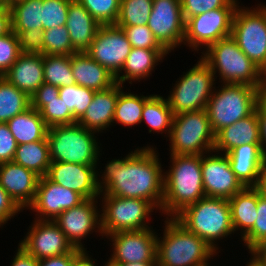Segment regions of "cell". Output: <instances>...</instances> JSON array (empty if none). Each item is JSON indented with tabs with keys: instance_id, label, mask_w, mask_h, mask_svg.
Returning a JSON list of instances; mask_svg holds the SVG:
<instances>
[{
	"instance_id": "cell-35",
	"label": "cell",
	"mask_w": 266,
	"mask_h": 266,
	"mask_svg": "<svg viewBox=\"0 0 266 266\" xmlns=\"http://www.w3.org/2000/svg\"><path fill=\"white\" fill-rule=\"evenodd\" d=\"M30 107V97L0 76V123H7Z\"/></svg>"
},
{
	"instance_id": "cell-61",
	"label": "cell",
	"mask_w": 266,
	"mask_h": 266,
	"mask_svg": "<svg viewBox=\"0 0 266 266\" xmlns=\"http://www.w3.org/2000/svg\"><path fill=\"white\" fill-rule=\"evenodd\" d=\"M245 266H258L251 258L246 261Z\"/></svg>"
},
{
	"instance_id": "cell-15",
	"label": "cell",
	"mask_w": 266,
	"mask_h": 266,
	"mask_svg": "<svg viewBox=\"0 0 266 266\" xmlns=\"http://www.w3.org/2000/svg\"><path fill=\"white\" fill-rule=\"evenodd\" d=\"M147 26L169 54L183 49L185 20L180 0H153Z\"/></svg>"
},
{
	"instance_id": "cell-46",
	"label": "cell",
	"mask_w": 266,
	"mask_h": 266,
	"mask_svg": "<svg viewBox=\"0 0 266 266\" xmlns=\"http://www.w3.org/2000/svg\"><path fill=\"white\" fill-rule=\"evenodd\" d=\"M183 18L187 19L217 8L226 7L232 0H180Z\"/></svg>"
},
{
	"instance_id": "cell-30",
	"label": "cell",
	"mask_w": 266,
	"mask_h": 266,
	"mask_svg": "<svg viewBox=\"0 0 266 266\" xmlns=\"http://www.w3.org/2000/svg\"><path fill=\"white\" fill-rule=\"evenodd\" d=\"M174 114L169 106V103L164 95L153 94L145 101L141 124L146 123L145 127H148V133L161 135L167 139L171 132Z\"/></svg>"
},
{
	"instance_id": "cell-37",
	"label": "cell",
	"mask_w": 266,
	"mask_h": 266,
	"mask_svg": "<svg viewBox=\"0 0 266 266\" xmlns=\"http://www.w3.org/2000/svg\"><path fill=\"white\" fill-rule=\"evenodd\" d=\"M153 0H121L117 26L147 25Z\"/></svg>"
},
{
	"instance_id": "cell-10",
	"label": "cell",
	"mask_w": 266,
	"mask_h": 266,
	"mask_svg": "<svg viewBox=\"0 0 266 266\" xmlns=\"http://www.w3.org/2000/svg\"><path fill=\"white\" fill-rule=\"evenodd\" d=\"M255 6V7H254ZM236 8L231 37L240 50L266 74V4Z\"/></svg>"
},
{
	"instance_id": "cell-39",
	"label": "cell",
	"mask_w": 266,
	"mask_h": 266,
	"mask_svg": "<svg viewBox=\"0 0 266 266\" xmlns=\"http://www.w3.org/2000/svg\"><path fill=\"white\" fill-rule=\"evenodd\" d=\"M44 32V54L43 55H68L76 51L73 49L70 35L66 26H59L43 30Z\"/></svg>"
},
{
	"instance_id": "cell-19",
	"label": "cell",
	"mask_w": 266,
	"mask_h": 266,
	"mask_svg": "<svg viewBox=\"0 0 266 266\" xmlns=\"http://www.w3.org/2000/svg\"><path fill=\"white\" fill-rule=\"evenodd\" d=\"M85 200L79 193L43 176L39 179L35 198L26 211L29 210L32 215L36 213L34 219L54 221L62 212L80 205Z\"/></svg>"
},
{
	"instance_id": "cell-55",
	"label": "cell",
	"mask_w": 266,
	"mask_h": 266,
	"mask_svg": "<svg viewBox=\"0 0 266 266\" xmlns=\"http://www.w3.org/2000/svg\"><path fill=\"white\" fill-rule=\"evenodd\" d=\"M248 253L258 266H266V239L260 241Z\"/></svg>"
},
{
	"instance_id": "cell-14",
	"label": "cell",
	"mask_w": 266,
	"mask_h": 266,
	"mask_svg": "<svg viewBox=\"0 0 266 266\" xmlns=\"http://www.w3.org/2000/svg\"><path fill=\"white\" fill-rule=\"evenodd\" d=\"M99 202V199H86L80 205L65 210L54 220L74 248L87 249L84 240L87 241L91 234L94 237L101 236L100 239L104 240Z\"/></svg>"
},
{
	"instance_id": "cell-57",
	"label": "cell",
	"mask_w": 266,
	"mask_h": 266,
	"mask_svg": "<svg viewBox=\"0 0 266 266\" xmlns=\"http://www.w3.org/2000/svg\"><path fill=\"white\" fill-rule=\"evenodd\" d=\"M256 188L266 198V175H260Z\"/></svg>"
},
{
	"instance_id": "cell-44",
	"label": "cell",
	"mask_w": 266,
	"mask_h": 266,
	"mask_svg": "<svg viewBox=\"0 0 266 266\" xmlns=\"http://www.w3.org/2000/svg\"><path fill=\"white\" fill-rule=\"evenodd\" d=\"M121 27L130 42L132 48L142 49H164L154 37V34L147 25L142 26H119Z\"/></svg>"
},
{
	"instance_id": "cell-34",
	"label": "cell",
	"mask_w": 266,
	"mask_h": 266,
	"mask_svg": "<svg viewBox=\"0 0 266 266\" xmlns=\"http://www.w3.org/2000/svg\"><path fill=\"white\" fill-rule=\"evenodd\" d=\"M43 0H17L9 5L11 12L12 31L40 29L42 24Z\"/></svg>"
},
{
	"instance_id": "cell-20",
	"label": "cell",
	"mask_w": 266,
	"mask_h": 266,
	"mask_svg": "<svg viewBox=\"0 0 266 266\" xmlns=\"http://www.w3.org/2000/svg\"><path fill=\"white\" fill-rule=\"evenodd\" d=\"M46 177L85 199H99L101 194L96 180V165L51 162Z\"/></svg>"
},
{
	"instance_id": "cell-8",
	"label": "cell",
	"mask_w": 266,
	"mask_h": 266,
	"mask_svg": "<svg viewBox=\"0 0 266 266\" xmlns=\"http://www.w3.org/2000/svg\"><path fill=\"white\" fill-rule=\"evenodd\" d=\"M101 231L106 235L120 231H137L153 228L152 216L160 211L149 201L100 194ZM153 213V214H152Z\"/></svg>"
},
{
	"instance_id": "cell-49",
	"label": "cell",
	"mask_w": 266,
	"mask_h": 266,
	"mask_svg": "<svg viewBox=\"0 0 266 266\" xmlns=\"http://www.w3.org/2000/svg\"><path fill=\"white\" fill-rule=\"evenodd\" d=\"M23 211L0 185V230Z\"/></svg>"
},
{
	"instance_id": "cell-12",
	"label": "cell",
	"mask_w": 266,
	"mask_h": 266,
	"mask_svg": "<svg viewBox=\"0 0 266 266\" xmlns=\"http://www.w3.org/2000/svg\"><path fill=\"white\" fill-rule=\"evenodd\" d=\"M239 4V0H232L226 7L187 19L183 47L193 54L203 53L218 40L231 36L233 17Z\"/></svg>"
},
{
	"instance_id": "cell-48",
	"label": "cell",
	"mask_w": 266,
	"mask_h": 266,
	"mask_svg": "<svg viewBox=\"0 0 266 266\" xmlns=\"http://www.w3.org/2000/svg\"><path fill=\"white\" fill-rule=\"evenodd\" d=\"M17 145L7 123H0V164L13 162Z\"/></svg>"
},
{
	"instance_id": "cell-28",
	"label": "cell",
	"mask_w": 266,
	"mask_h": 266,
	"mask_svg": "<svg viewBox=\"0 0 266 266\" xmlns=\"http://www.w3.org/2000/svg\"><path fill=\"white\" fill-rule=\"evenodd\" d=\"M226 155L235 176L245 187H256L261 175V144H243L234 147Z\"/></svg>"
},
{
	"instance_id": "cell-38",
	"label": "cell",
	"mask_w": 266,
	"mask_h": 266,
	"mask_svg": "<svg viewBox=\"0 0 266 266\" xmlns=\"http://www.w3.org/2000/svg\"><path fill=\"white\" fill-rule=\"evenodd\" d=\"M95 90L77 84L59 88V97L78 121L91 104Z\"/></svg>"
},
{
	"instance_id": "cell-64",
	"label": "cell",
	"mask_w": 266,
	"mask_h": 266,
	"mask_svg": "<svg viewBox=\"0 0 266 266\" xmlns=\"http://www.w3.org/2000/svg\"><path fill=\"white\" fill-rule=\"evenodd\" d=\"M263 94L266 96V82H265V89H264Z\"/></svg>"
},
{
	"instance_id": "cell-58",
	"label": "cell",
	"mask_w": 266,
	"mask_h": 266,
	"mask_svg": "<svg viewBox=\"0 0 266 266\" xmlns=\"http://www.w3.org/2000/svg\"><path fill=\"white\" fill-rule=\"evenodd\" d=\"M118 266H156V263H141V262H135V263H123V264H117Z\"/></svg>"
},
{
	"instance_id": "cell-21",
	"label": "cell",
	"mask_w": 266,
	"mask_h": 266,
	"mask_svg": "<svg viewBox=\"0 0 266 266\" xmlns=\"http://www.w3.org/2000/svg\"><path fill=\"white\" fill-rule=\"evenodd\" d=\"M40 176L14 162L0 164V185L24 211L33 202Z\"/></svg>"
},
{
	"instance_id": "cell-6",
	"label": "cell",
	"mask_w": 266,
	"mask_h": 266,
	"mask_svg": "<svg viewBox=\"0 0 266 266\" xmlns=\"http://www.w3.org/2000/svg\"><path fill=\"white\" fill-rule=\"evenodd\" d=\"M264 89L245 84L218 83L206 106L213 133L251 115Z\"/></svg>"
},
{
	"instance_id": "cell-24",
	"label": "cell",
	"mask_w": 266,
	"mask_h": 266,
	"mask_svg": "<svg viewBox=\"0 0 266 266\" xmlns=\"http://www.w3.org/2000/svg\"><path fill=\"white\" fill-rule=\"evenodd\" d=\"M3 77L31 97L44 83L43 55L21 53Z\"/></svg>"
},
{
	"instance_id": "cell-13",
	"label": "cell",
	"mask_w": 266,
	"mask_h": 266,
	"mask_svg": "<svg viewBox=\"0 0 266 266\" xmlns=\"http://www.w3.org/2000/svg\"><path fill=\"white\" fill-rule=\"evenodd\" d=\"M158 231L150 228L106 235L104 241L109 242L111 252L108 259L115 264L156 263Z\"/></svg>"
},
{
	"instance_id": "cell-54",
	"label": "cell",
	"mask_w": 266,
	"mask_h": 266,
	"mask_svg": "<svg viewBox=\"0 0 266 266\" xmlns=\"http://www.w3.org/2000/svg\"><path fill=\"white\" fill-rule=\"evenodd\" d=\"M73 250L68 254L38 260V266H72Z\"/></svg>"
},
{
	"instance_id": "cell-41",
	"label": "cell",
	"mask_w": 266,
	"mask_h": 266,
	"mask_svg": "<svg viewBox=\"0 0 266 266\" xmlns=\"http://www.w3.org/2000/svg\"><path fill=\"white\" fill-rule=\"evenodd\" d=\"M39 113L49 128L57 125L77 123L73 117V113L67 108L60 97L45 100V106Z\"/></svg>"
},
{
	"instance_id": "cell-43",
	"label": "cell",
	"mask_w": 266,
	"mask_h": 266,
	"mask_svg": "<svg viewBox=\"0 0 266 266\" xmlns=\"http://www.w3.org/2000/svg\"><path fill=\"white\" fill-rule=\"evenodd\" d=\"M70 1L71 0H43V30L66 25Z\"/></svg>"
},
{
	"instance_id": "cell-11",
	"label": "cell",
	"mask_w": 266,
	"mask_h": 266,
	"mask_svg": "<svg viewBox=\"0 0 266 266\" xmlns=\"http://www.w3.org/2000/svg\"><path fill=\"white\" fill-rule=\"evenodd\" d=\"M169 140V154L202 155L213 151L215 134L206 109L174 115Z\"/></svg>"
},
{
	"instance_id": "cell-56",
	"label": "cell",
	"mask_w": 266,
	"mask_h": 266,
	"mask_svg": "<svg viewBox=\"0 0 266 266\" xmlns=\"http://www.w3.org/2000/svg\"><path fill=\"white\" fill-rule=\"evenodd\" d=\"M12 31L11 12L7 6L0 13V37L9 34Z\"/></svg>"
},
{
	"instance_id": "cell-23",
	"label": "cell",
	"mask_w": 266,
	"mask_h": 266,
	"mask_svg": "<svg viewBox=\"0 0 266 266\" xmlns=\"http://www.w3.org/2000/svg\"><path fill=\"white\" fill-rule=\"evenodd\" d=\"M118 95L119 83L109 89L95 91L91 104L77 123L100 137L111 131Z\"/></svg>"
},
{
	"instance_id": "cell-26",
	"label": "cell",
	"mask_w": 266,
	"mask_h": 266,
	"mask_svg": "<svg viewBox=\"0 0 266 266\" xmlns=\"http://www.w3.org/2000/svg\"><path fill=\"white\" fill-rule=\"evenodd\" d=\"M71 69L79 86L102 91L116 84L115 76L93 60L86 52H75L70 56Z\"/></svg>"
},
{
	"instance_id": "cell-52",
	"label": "cell",
	"mask_w": 266,
	"mask_h": 266,
	"mask_svg": "<svg viewBox=\"0 0 266 266\" xmlns=\"http://www.w3.org/2000/svg\"><path fill=\"white\" fill-rule=\"evenodd\" d=\"M16 252L10 262L9 266H38V260L32 255L28 254L19 245L16 246Z\"/></svg>"
},
{
	"instance_id": "cell-50",
	"label": "cell",
	"mask_w": 266,
	"mask_h": 266,
	"mask_svg": "<svg viewBox=\"0 0 266 266\" xmlns=\"http://www.w3.org/2000/svg\"><path fill=\"white\" fill-rule=\"evenodd\" d=\"M59 97V87L43 83L30 97L31 107L40 111L45 106V100Z\"/></svg>"
},
{
	"instance_id": "cell-18",
	"label": "cell",
	"mask_w": 266,
	"mask_h": 266,
	"mask_svg": "<svg viewBox=\"0 0 266 266\" xmlns=\"http://www.w3.org/2000/svg\"><path fill=\"white\" fill-rule=\"evenodd\" d=\"M201 169L205 197L229 200L245 188L232 171L226 154L215 151L202 154Z\"/></svg>"
},
{
	"instance_id": "cell-3",
	"label": "cell",
	"mask_w": 266,
	"mask_h": 266,
	"mask_svg": "<svg viewBox=\"0 0 266 266\" xmlns=\"http://www.w3.org/2000/svg\"><path fill=\"white\" fill-rule=\"evenodd\" d=\"M164 219L162 232L157 234L158 266H210L211 260L220 256L175 218Z\"/></svg>"
},
{
	"instance_id": "cell-33",
	"label": "cell",
	"mask_w": 266,
	"mask_h": 266,
	"mask_svg": "<svg viewBox=\"0 0 266 266\" xmlns=\"http://www.w3.org/2000/svg\"><path fill=\"white\" fill-rule=\"evenodd\" d=\"M13 162L34 171L40 177L46 176L51 163L47 139L17 145Z\"/></svg>"
},
{
	"instance_id": "cell-17",
	"label": "cell",
	"mask_w": 266,
	"mask_h": 266,
	"mask_svg": "<svg viewBox=\"0 0 266 266\" xmlns=\"http://www.w3.org/2000/svg\"><path fill=\"white\" fill-rule=\"evenodd\" d=\"M131 49L124 30L115 24H109L98 28L86 53L116 77Z\"/></svg>"
},
{
	"instance_id": "cell-9",
	"label": "cell",
	"mask_w": 266,
	"mask_h": 266,
	"mask_svg": "<svg viewBox=\"0 0 266 266\" xmlns=\"http://www.w3.org/2000/svg\"><path fill=\"white\" fill-rule=\"evenodd\" d=\"M191 66L175 83L172 82L169 94L165 96L174 115L206 109L217 84L210 66L200 56Z\"/></svg>"
},
{
	"instance_id": "cell-2",
	"label": "cell",
	"mask_w": 266,
	"mask_h": 266,
	"mask_svg": "<svg viewBox=\"0 0 266 266\" xmlns=\"http://www.w3.org/2000/svg\"><path fill=\"white\" fill-rule=\"evenodd\" d=\"M169 155L170 164L164 169V196L161 209L164 218H174L185 207L205 197L202 155Z\"/></svg>"
},
{
	"instance_id": "cell-1",
	"label": "cell",
	"mask_w": 266,
	"mask_h": 266,
	"mask_svg": "<svg viewBox=\"0 0 266 266\" xmlns=\"http://www.w3.org/2000/svg\"><path fill=\"white\" fill-rule=\"evenodd\" d=\"M152 144L138 146L124 157H113L103 167L99 161L104 154L101 150L96 163V180L101 194L143 199L151 202L161 213L164 196L162 166L165 164L159 158L158 148Z\"/></svg>"
},
{
	"instance_id": "cell-25",
	"label": "cell",
	"mask_w": 266,
	"mask_h": 266,
	"mask_svg": "<svg viewBox=\"0 0 266 266\" xmlns=\"http://www.w3.org/2000/svg\"><path fill=\"white\" fill-rule=\"evenodd\" d=\"M243 144H260V129L256 110L249 116L226 126L215 134L213 151L226 154Z\"/></svg>"
},
{
	"instance_id": "cell-36",
	"label": "cell",
	"mask_w": 266,
	"mask_h": 266,
	"mask_svg": "<svg viewBox=\"0 0 266 266\" xmlns=\"http://www.w3.org/2000/svg\"><path fill=\"white\" fill-rule=\"evenodd\" d=\"M44 83L57 87L76 84L68 55H43Z\"/></svg>"
},
{
	"instance_id": "cell-45",
	"label": "cell",
	"mask_w": 266,
	"mask_h": 266,
	"mask_svg": "<svg viewBox=\"0 0 266 266\" xmlns=\"http://www.w3.org/2000/svg\"><path fill=\"white\" fill-rule=\"evenodd\" d=\"M21 55L17 34L11 31L0 37V76H3Z\"/></svg>"
},
{
	"instance_id": "cell-42",
	"label": "cell",
	"mask_w": 266,
	"mask_h": 266,
	"mask_svg": "<svg viewBox=\"0 0 266 266\" xmlns=\"http://www.w3.org/2000/svg\"><path fill=\"white\" fill-rule=\"evenodd\" d=\"M257 219L254 226L238 241L249 252L260 241L266 239V198L258 190ZM243 242V243H242Z\"/></svg>"
},
{
	"instance_id": "cell-51",
	"label": "cell",
	"mask_w": 266,
	"mask_h": 266,
	"mask_svg": "<svg viewBox=\"0 0 266 266\" xmlns=\"http://www.w3.org/2000/svg\"><path fill=\"white\" fill-rule=\"evenodd\" d=\"M256 112L260 129V144L262 153L266 154V96L263 94L257 102Z\"/></svg>"
},
{
	"instance_id": "cell-53",
	"label": "cell",
	"mask_w": 266,
	"mask_h": 266,
	"mask_svg": "<svg viewBox=\"0 0 266 266\" xmlns=\"http://www.w3.org/2000/svg\"><path fill=\"white\" fill-rule=\"evenodd\" d=\"M87 249H73L72 266H98L97 259H95L91 252ZM100 266V265H99Z\"/></svg>"
},
{
	"instance_id": "cell-62",
	"label": "cell",
	"mask_w": 266,
	"mask_h": 266,
	"mask_svg": "<svg viewBox=\"0 0 266 266\" xmlns=\"http://www.w3.org/2000/svg\"><path fill=\"white\" fill-rule=\"evenodd\" d=\"M7 6L2 2L0 1V13L6 8Z\"/></svg>"
},
{
	"instance_id": "cell-16",
	"label": "cell",
	"mask_w": 266,
	"mask_h": 266,
	"mask_svg": "<svg viewBox=\"0 0 266 266\" xmlns=\"http://www.w3.org/2000/svg\"><path fill=\"white\" fill-rule=\"evenodd\" d=\"M18 245L37 260L70 253L74 247L51 220L31 221Z\"/></svg>"
},
{
	"instance_id": "cell-27",
	"label": "cell",
	"mask_w": 266,
	"mask_h": 266,
	"mask_svg": "<svg viewBox=\"0 0 266 266\" xmlns=\"http://www.w3.org/2000/svg\"><path fill=\"white\" fill-rule=\"evenodd\" d=\"M65 26L68 29L73 49L76 52H86L101 25L81 3L71 0Z\"/></svg>"
},
{
	"instance_id": "cell-29",
	"label": "cell",
	"mask_w": 266,
	"mask_h": 266,
	"mask_svg": "<svg viewBox=\"0 0 266 266\" xmlns=\"http://www.w3.org/2000/svg\"><path fill=\"white\" fill-rule=\"evenodd\" d=\"M228 201L233 230L241 239L254 226L257 219L258 189L245 187Z\"/></svg>"
},
{
	"instance_id": "cell-47",
	"label": "cell",
	"mask_w": 266,
	"mask_h": 266,
	"mask_svg": "<svg viewBox=\"0 0 266 266\" xmlns=\"http://www.w3.org/2000/svg\"><path fill=\"white\" fill-rule=\"evenodd\" d=\"M21 53L44 54V32L40 29L21 31L17 34Z\"/></svg>"
},
{
	"instance_id": "cell-4",
	"label": "cell",
	"mask_w": 266,
	"mask_h": 266,
	"mask_svg": "<svg viewBox=\"0 0 266 266\" xmlns=\"http://www.w3.org/2000/svg\"><path fill=\"white\" fill-rule=\"evenodd\" d=\"M174 218L218 254L224 250L220 243L235 234L227 199L204 197L185 207Z\"/></svg>"
},
{
	"instance_id": "cell-63",
	"label": "cell",
	"mask_w": 266,
	"mask_h": 266,
	"mask_svg": "<svg viewBox=\"0 0 266 266\" xmlns=\"http://www.w3.org/2000/svg\"><path fill=\"white\" fill-rule=\"evenodd\" d=\"M14 1H17V0H5V5L6 6H9L11 3H13Z\"/></svg>"
},
{
	"instance_id": "cell-59",
	"label": "cell",
	"mask_w": 266,
	"mask_h": 266,
	"mask_svg": "<svg viewBox=\"0 0 266 266\" xmlns=\"http://www.w3.org/2000/svg\"><path fill=\"white\" fill-rule=\"evenodd\" d=\"M261 175H266V154L262 155Z\"/></svg>"
},
{
	"instance_id": "cell-32",
	"label": "cell",
	"mask_w": 266,
	"mask_h": 266,
	"mask_svg": "<svg viewBox=\"0 0 266 266\" xmlns=\"http://www.w3.org/2000/svg\"><path fill=\"white\" fill-rule=\"evenodd\" d=\"M7 125L18 145L47 139L49 127L32 107L11 118Z\"/></svg>"
},
{
	"instance_id": "cell-40",
	"label": "cell",
	"mask_w": 266,
	"mask_h": 266,
	"mask_svg": "<svg viewBox=\"0 0 266 266\" xmlns=\"http://www.w3.org/2000/svg\"><path fill=\"white\" fill-rule=\"evenodd\" d=\"M100 25L115 24L121 0H77Z\"/></svg>"
},
{
	"instance_id": "cell-60",
	"label": "cell",
	"mask_w": 266,
	"mask_h": 266,
	"mask_svg": "<svg viewBox=\"0 0 266 266\" xmlns=\"http://www.w3.org/2000/svg\"><path fill=\"white\" fill-rule=\"evenodd\" d=\"M107 261H104L103 265L101 266H118L117 264L111 262L109 259L106 258Z\"/></svg>"
},
{
	"instance_id": "cell-31",
	"label": "cell",
	"mask_w": 266,
	"mask_h": 266,
	"mask_svg": "<svg viewBox=\"0 0 266 266\" xmlns=\"http://www.w3.org/2000/svg\"><path fill=\"white\" fill-rule=\"evenodd\" d=\"M126 88V90H125ZM128 91V92H127ZM146 92L137 94L129 88L119 84V95L117 98L113 126L123 125V128L139 127L142 120V111L145 101L152 95ZM115 123V124H114Z\"/></svg>"
},
{
	"instance_id": "cell-5",
	"label": "cell",
	"mask_w": 266,
	"mask_h": 266,
	"mask_svg": "<svg viewBox=\"0 0 266 266\" xmlns=\"http://www.w3.org/2000/svg\"><path fill=\"white\" fill-rule=\"evenodd\" d=\"M198 55L210 66L215 80H219L217 83L265 87L266 74L240 50L231 36L218 40Z\"/></svg>"
},
{
	"instance_id": "cell-7",
	"label": "cell",
	"mask_w": 266,
	"mask_h": 266,
	"mask_svg": "<svg viewBox=\"0 0 266 266\" xmlns=\"http://www.w3.org/2000/svg\"><path fill=\"white\" fill-rule=\"evenodd\" d=\"M97 136L78 123L50 127L47 132L50 161L96 165L104 149Z\"/></svg>"
},
{
	"instance_id": "cell-22",
	"label": "cell",
	"mask_w": 266,
	"mask_h": 266,
	"mask_svg": "<svg viewBox=\"0 0 266 266\" xmlns=\"http://www.w3.org/2000/svg\"><path fill=\"white\" fill-rule=\"evenodd\" d=\"M170 55L165 49L132 48L126 58L123 68L115 77L116 83L124 84L141 83L150 80L157 66L163 63ZM146 80V81H145Z\"/></svg>"
}]
</instances>
